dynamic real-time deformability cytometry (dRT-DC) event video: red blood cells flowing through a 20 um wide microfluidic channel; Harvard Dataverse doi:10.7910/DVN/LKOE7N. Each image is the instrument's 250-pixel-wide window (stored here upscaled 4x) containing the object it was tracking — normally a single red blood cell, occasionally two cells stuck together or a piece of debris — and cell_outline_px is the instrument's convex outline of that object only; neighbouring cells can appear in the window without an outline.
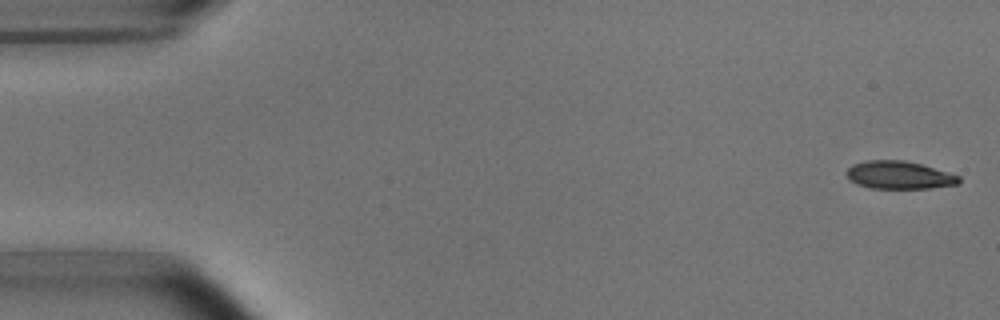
{"species": "common noctule bat (a hibernating species)", "species_latin": "Nyctalus noctula", "temperature_condition": "room temperature", "stored_images_in_passage": 5, "camera_frame_rate_fps": 3000, "um_per_image_px": 0.085, "animal": {"sex": "male", "body_mass_g": 15.6}, "frame": {"image": 1, "passage_image": 1, "time_ms": 0.0, "image_size_px": [1000, 320], "cell_outline_px": [[960, 184], [928, 188], [872, 188], [856, 184], [848, 180], [844, 172], [852, 164], [868, 160], [904, 160], [920, 164], [960, 176]], "centroid_in_image_um": [76.37, 14.88], "position_along_channel_um": 8.6, "area_um2": 18.26}}
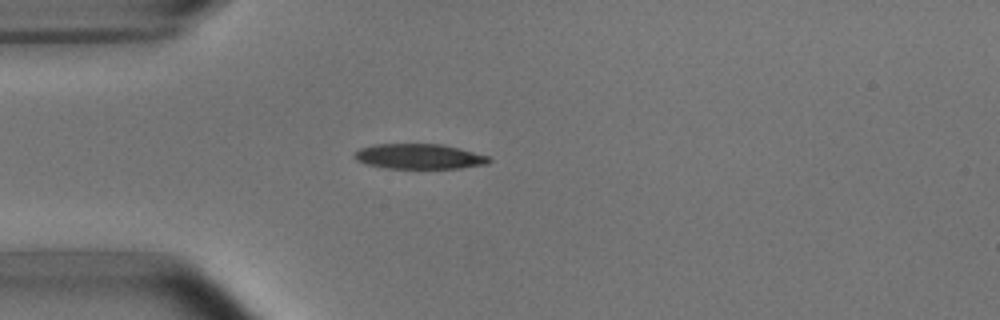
{"frame": {"image": 2, "passage_image": 5, "time_ms": 4.333, "image_size_px": [1000, 320], "cell_outline_px": [[492, 160], [488, 164], [460, 168], [384, 168], [364, 164], [356, 160], [352, 156], [360, 148], [376, 144], [440, 144], [488, 156]], "centroid_in_image_um": [35.58, 13.31], "position_along_channel_um": 49.4, "area_um2": 19.59}}